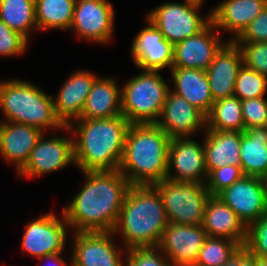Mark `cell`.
I'll use <instances>...</instances> for the list:
<instances>
[{
	"instance_id": "6da1fadb",
	"label": "cell",
	"mask_w": 267,
	"mask_h": 266,
	"mask_svg": "<svg viewBox=\"0 0 267 266\" xmlns=\"http://www.w3.org/2000/svg\"><path fill=\"white\" fill-rule=\"evenodd\" d=\"M84 185L63 208L74 232H112L130 184L119 171H88Z\"/></svg>"
},
{
	"instance_id": "7a4b0ae2",
	"label": "cell",
	"mask_w": 267,
	"mask_h": 266,
	"mask_svg": "<svg viewBox=\"0 0 267 266\" xmlns=\"http://www.w3.org/2000/svg\"><path fill=\"white\" fill-rule=\"evenodd\" d=\"M129 126L123 115L107 119L78 118L64 126L63 131L75 135L73 148L77 169L80 172L118 170Z\"/></svg>"
},
{
	"instance_id": "3957f363",
	"label": "cell",
	"mask_w": 267,
	"mask_h": 266,
	"mask_svg": "<svg viewBox=\"0 0 267 266\" xmlns=\"http://www.w3.org/2000/svg\"><path fill=\"white\" fill-rule=\"evenodd\" d=\"M168 220L162 198L153 185H130L124 197L114 235L123 247H158Z\"/></svg>"
},
{
	"instance_id": "277c9868",
	"label": "cell",
	"mask_w": 267,
	"mask_h": 266,
	"mask_svg": "<svg viewBox=\"0 0 267 266\" xmlns=\"http://www.w3.org/2000/svg\"><path fill=\"white\" fill-rule=\"evenodd\" d=\"M171 138L156 124H130L119 171L130 185H155L166 179Z\"/></svg>"
},
{
	"instance_id": "5b68a950",
	"label": "cell",
	"mask_w": 267,
	"mask_h": 266,
	"mask_svg": "<svg viewBox=\"0 0 267 266\" xmlns=\"http://www.w3.org/2000/svg\"><path fill=\"white\" fill-rule=\"evenodd\" d=\"M0 109L3 121L31 125L45 133L64 127L56 116L53 96L28 80L0 81Z\"/></svg>"
},
{
	"instance_id": "8992f818",
	"label": "cell",
	"mask_w": 267,
	"mask_h": 266,
	"mask_svg": "<svg viewBox=\"0 0 267 266\" xmlns=\"http://www.w3.org/2000/svg\"><path fill=\"white\" fill-rule=\"evenodd\" d=\"M160 71L141 70L121 87V113L130 124L157 123L170 87Z\"/></svg>"
},
{
	"instance_id": "52a82bcc",
	"label": "cell",
	"mask_w": 267,
	"mask_h": 266,
	"mask_svg": "<svg viewBox=\"0 0 267 266\" xmlns=\"http://www.w3.org/2000/svg\"><path fill=\"white\" fill-rule=\"evenodd\" d=\"M159 192L167 220L179 225H202L210 192L205 183L164 179L153 185Z\"/></svg>"
},
{
	"instance_id": "ba28073f",
	"label": "cell",
	"mask_w": 267,
	"mask_h": 266,
	"mask_svg": "<svg viewBox=\"0 0 267 266\" xmlns=\"http://www.w3.org/2000/svg\"><path fill=\"white\" fill-rule=\"evenodd\" d=\"M199 10L186 3L165 2L150 10L146 17L175 45L198 34L211 22V17L208 14L201 16Z\"/></svg>"
},
{
	"instance_id": "9c48e42d",
	"label": "cell",
	"mask_w": 267,
	"mask_h": 266,
	"mask_svg": "<svg viewBox=\"0 0 267 266\" xmlns=\"http://www.w3.org/2000/svg\"><path fill=\"white\" fill-rule=\"evenodd\" d=\"M61 214L60 218L57 217L56 212H46L39 218L26 223L21 249L34 258L64 252L67 229L70 227L63 212Z\"/></svg>"
},
{
	"instance_id": "30bf717a",
	"label": "cell",
	"mask_w": 267,
	"mask_h": 266,
	"mask_svg": "<svg viewBox=\"0 0 267 266\" xmlns=\"http://www.w3.org/2000/svg\"><path fill=\"white\" fill-rule=\"evenodd\" d=\"M73 235L70 258L73 266H124L127 250L113 242V232H73Z\"/></svg>"
},
{
	"instance_id": "8fae6325",
	"label": "cell",
	"mask_w": 267,
	"mask_h": 266,
	"mask_svg": "<svg viewBox=\"0 0 267 266\" xmlns=\"http://www.w3.org/2000/svg\"><path fill=\"white\" fill-rule=\"evenodd\" d=\"M115 10L108 0H76L70 30L81 39L108 44L114 31Z\"/></svg>"
},
{
	"instance_id": "7c38bea8",
	"label": "cell",
	"mask_w": 267,
	"mask_h": 266,
	"mask_svg": "<svg viewBox=\"0 0 267 266\" xmlns=\"http://www.w3.org/2000/svg\"><path fill=\"white\" fill-rule=\"evenodd\" d=\"M50 133V138L43 135L32 149L29 160L17 173L20 178L40 177L50 172L64 169L67 165H75L73 137H58Z\"/></svg>"
},
{
	"instance_id": "4fadbf2b",
	"label": "cell",
	"mask_w": 267,
	"mask_h": 266,
	"mask_svg": "<svg viewBox=\"0 0 267 266\" xmlns=\"http://www.w3.org/2000/svg\"><path fill=\"white\" fill-rule=\"evenodd\" d=\"M217 197L237 214L246 227L267 214V190L263 178L244 175Z\"/></svg>"
},
{
	"instance_id": "5bb4252c",
	"label": "cell",
	"mask_w": 267,
	"mask_h": 266,
	"mask_svg": "<svg viewBox=\"0 0 267 266\" xmlns=\"http://www.w3.org/2000/svg\"><path fill=\"white\" fill-rule=\"evenodd\" d=\"M207 176L203 142L200 144L191 137L171 138L166 178L182 182L206 183Z\"/></svg>"
},
{
	"instance_id": "9a60e30c",
	"label": "cell",
	"mask_w": 267,
	"mask_h": 266,
	"mask_svg": "<svg viewBox=\"0 0 267 266\" xmlns=\"http://www.w3.org/2000/svg\"><path fill=\"white\" fill-rule=\"evenodd\" d=\"M206 238L202 225L168 223L158 248L173 266H194Z\"/></svg>"
},
{
	"instance_id": "2e32d148",
	"label": "cell",
	"mask_w": 267,
	"mask_h": 266,
	"mask_svg": "<svg viewBox=\"0 0 267 266\" xmlns=\"http://www.w3.org/2000/svg\"><path fill=\"white\" fill-rule=\"evenodd\" d=\"M147 26L132 40L131 58L138 69L161 71L172 68L174 45L146 17Z\"/></svg>"
},
{
	"instance_id": "e0dca14e",
	"label": "cell",
	"mask_w": 267,
	"mask_h": 266,
	"mask_svg": "<svg viewBox=\"0 0 267 266\" xmlns=\"http://www.w3.org/2000/svg\"><path fill=\"white\" fill-rule=\"evenodd\" d=\"M210 22L202 31L174 45L172 67L206 70L227 42Z\"/></svg>"
},
{
	"instance_id": "ac0fdd59",
	"label": "cell",
	"mask_w": 267,
	"mask_h": 266,
	"mask_svg": "<svg viewBox=\"0 0 267 266\" xmlns=\"http://www.w3.org/2000/svg\"><path fill=\"white\" fill-rule=\"evenodd\" d=\"M156 124L170 138L193 137L198 131L206 129V116L170 90Z\"/></svg>"
},
{
	"instance_id": "d6986e66",
	"label": "cell",
	"mask_w": 267,
	"mask_h": 266,
	"mask_svg": "<svg viewBox=\"0 0 267 266\" xmlns=\"http://www.w3.org/2000/svg\"><path fill=\"white\" fill-rule=\"evenodd\" d=\"M242 64L239 47L234 41L227 40L205 70L214 101L234 96L235 81Z\"/></svg>"
},
{
	"instance_id": "ffe728a7",
	"label": "cell",
	"mask_w": 267,
	"mask_h": 266,
	"mask_svg": "<svg viewBox=\"0 0 267 266\" xmlns=\"http://www.w3.org/2000/svg\"><path fill=\"white\" fill-rule=\"evenodd\" d=\"M98 76L89 70H77L68 77L54 99L57 118L64 126L81 117L87 96Z\"/></svg>"
},
{
	"instance_id": "44dd1931",
	"label": "cell",
	"mask_w": 267,
	"mask_h": 266,
	"mask_svg": "<svg viewBox=\"0 0 267 266\" xmlns=\"http://www.w3.org/2000/svg\"><path fill=\"white\" fill-rule=\"evenodd\" d=\"M43 133L40 128L31 125L0 121V155L15 165L18 173Z\"/></svg>"
},
{
	"instance_id": "7402d4cb",
	"label": "cell",
	"mask_w": 267,
	"mask_h": 266,
	"mask_svg": "<svg viewBox=\"0 0 267 266\" xmlns=\"http://www.w3.org/2000/svg\"><path fill=\"white\" fill-rule=\"evenodd\" d=\"M266 5L267 0H225L210 10L208 15L219 32L233 33L228 41H234Z\"/></svg>"
},
{
	"instance_id": "603a6c76",
	"label": "cell",
	"mask_w": 267,
	"mask_h": 266,
	"mask_svg": "<svg viewBox=\"0 0 267 266\" xmlns=\"http://www.w3.org/2000/svg\"><path fill=\"white\" fill-rule=\"evenodd\" d=\"M202 226L207 237L227 238L245 245L247 227L237 214L217 196L206 203Z\"/></svg>"
},
{
	"instance_id": "cb8c5ba5",
	"label": "cell",
	"mask_w": 267,
	"mask_h": 266,
	"mask_svg": "<svg viewBox=\"0 0 267 266\" xmlns=\"http://www.w3.org/2000/svg\"><path fill=\"white\" fill-rule=\"evenodd\" d=\"M171 77L175 94L185 98L191 105L207 116L214 104L205 70L172 67Z\"/></svg>"
},
{
	"instance_id": "d4e9b609",
	"label": "cell",
	"mask_w": 267,
	"mask_h": 266,
	"mask_svg": "<svg viewBox=\"0 0 267 266\" xmlns=\"http://www.w3.org/2000/svg\"><path fill=\"white\" fill-rule=\"evenodd\" d=\"M121 113V88L114 78L97 77L80 118L107 119Z\"/></svg>"
},
{
	"instance_id": "484cf974",
	"label": "cell",
	"mask_w": 267,
	"mask_h": 266,
	"mask_svg": "<svg viewBox=\"0 0 267 266\" xmlns=\"http://www.w3.org/2000/svg\"><path fill=\"white\" fill-rule=\"evenodd\" d=\"M204 136L208 174L226 165L240 166L241 132L205 130Z\"/></svg>"
},
{
	"instance_id": "4316f807",
	"label": "cell",
	"mask_w": 267,
	"mask_h": 266,
	"mask_svg": "<svg viewBox=\"0 0 267 266\" xmlns=\"http://www.w3.org/2000/svg\"><path fill=\"white\" fill-rule=\"evenodd\" d=\"M267 126L251 127L241 132L240 166L245 176H267Z\"/></svg>"
},
{
	"instance_id": "83f0119b",
	"label": "cell",
	"mask_w": 267,
	"mask_h": 266,
	"mask_svg": "<svg viewBox=\"0 0 267 266\" xmlns=\"http://www.w3.org/2000/svg\"><path fill=\"white\" fill-rule=\"evenodd\" d=\"M76 0H35L37 30H70Z\"/></svg>"
},
{
	"instance_id": "f1b7e54d",
	"label": "cell",
	"mask_w": 267,
	"mask_h": 266,
	"mask_svg": "<svg viewBox=\"0 0 267 266\" xmlns=\"http://www.w3.org/2000/svg\"><path fill=\"white\" fill-rule=\"evenodd\" d=\"M0 20L29 42L32 30H37L35 0H0Z\"/></svg>"
},
{
	"instance_id": "f546056e",
	"label": "cell",
	"mask_w": 267,
	"mask_h": 266,
	"mask_svg": "<svg viewBox=\"0 0 267 266\" xmlns=\"http://www.w3.org/2000/svg\"><path fill=\"white\" fill-rule=\"evenodd\" d=\"M205 130L243 132L245 127L241 100L231 96L214 101L210 113L206 116Z\"/></svg>"
},
{
	"instance_id": "4dcf8cb0",
	"label": "cell",
	"mask_w": 267,
	"mask_h": 266,
	"mask_svg": "<svg viewBox=\"0 0 267 266\" xmlns=\"http://www.w3.org/2000/svg\"><path fill=\"white\" fill-rule=\"evenodd\" d=\"M239 246L227 238L207 237L194 266H222Z\"/></svg>"
},
{
	"instance_id": "1f68e13d",
	"label": "cell",
	"mask_w": 267,
	"mask_h": 266,
	"mask_svg": "<svg viewBox=\"0 0 267 266\" xmlns=\"http://www.w3.org/2000/svg\"><path fill=\"white\" fill-rule=\"evenodd\" d=\"M267 76L246 67H240L235 81L234 96L240 100L266 96Z\"/></svg>"
},
{
	"instance_id": "d6a6232c",
	"label": "cell",
	"mask_w": 267,
	"mask_h": 266,
	"mask_svg": "<svg viewBox=\"0 0 267 266\" xmlns=\"http://www.w3.org/2000/svg\"><path fill=\"white\" fill-rule=\"evenodd\" d=\"M244 176L241 166L226 165L212 170L206 180V188L211 196H218L225 189Z\"/></svg>"
},
{
	"instance_id": "836d02e7",
	"label": "cell",
	"mask_w": 267,
	"mask_h": 266,
	"mask_svg": "<svg viewBox=\"0 0 267 266\" xmlns=\"http://www.w3.org/2000/svg\"><path fill=\"white\" fill-rule=\"evenodd\" d=\"M124 266H173V264L158 247H146L128 249Z\"/></svg>"
},
{
	"instance_id": "e575fe53",
	"label": "cell",
	"mask_w": 267,
	"mask_h": 266,
	"mask_svg": "<svg viewBox=\"0 0 267 266\" xmlns=\"http://www.w3.org/2000/svg\"><path fill=\"white\" fill-rule=\"evenodd\" d=\"M239 47L243 64L267 76V42H235Z\"/></svg>"
},
{
	"instance_id": "d590c367",
	"label": "cell",
	"mask_w": 267,
	"mask_h": 266,
	"mask_svg": "<svg viewBox=\"0 0 267 266\" xmlns=\"http://www.w3.org/2000/svg\"><path fill=\"white\" fill-rule=\"evenodd\" d=\"M245 129L267 126V98L265 96L241 100Z\"/></svg>"
},
{
	"instance_id": "8d00e7d4",
	"label": "cell",
	"mask_w": 267,
	"mask_h": 266,
	"mask_svg": "<svg viewBox=\"0 0 267 266\" xmlns=\"http://www.w3.org/2000/svg\"><path fill=\"white\" fill-rule=\"evenodd\" d=\"M245 245L257 256L267 258V214L247 227Z\"/></svg>"
},
{
	"instance_id": "74e56055",
	"label": "cell",
	"mask_w": 267,
	"mask_h": 266,
	"mask_svg": "<svg viewBox=\"0 0 267 266\" xmlns=\"http://www.w3.org/2000/svg\"><path fill=\"white\" fill-rule=\"evenodd\" d=\"M28 41L18 32L13 31L5 22L0 20V55L1 57H16L24 55Z\"/></svg>"
},
{
	"instance_id": "f35d334b",
	"label": "cell",
	"mask_w": 267,
	"mask_h": 266,
	"mask_svg": "<svg viewBox=\"0 0 267 266\" xmlns=\"http://www.w3.org/2000/svg\"><path fill=\"white\" fill-rule=\"evenodd\" d=\"M234 42H267V5Z\"/></svg>"
},
{
	"instance_id": "ab89813d",
	"label": "cell",
	"mask_w": 267,
	"mask_h": 266,
	"mask_svg": "<svg viewBox=\"0 0 267 266\" xmlns=\"http://www.w3.org/2000/svg\"><path fill=\"white\" fill-rule=\"evenodd\" d=\"M256 255L246 246L241 245L222 266H255Z\"/></svg>"
},
{
	"instance_id": "60d3db41",
	"label": "cell",
	"mask_w": 267,
	"mask_h": 266,
	"mask_svg": "<svg viewBox=\"0 0 267 266\" xmlns=\"http://www.w3.org/2000/svg\"><path fill=\"white\" fill-rule=\"evenodd\" d=\"M62 253L64 252L57 254H48L38 259H41V261L46 260L47 262L50 263L51 266H72V260L71 261L69 260L70 265H68L67 262L64 259H62L61 257L63 255Z\"/></svg>"
},
{
	"instance_id": "b9f144b4",
	"label": "cell",
	"mask_w": 267,
	"mask_h": 266,
	"mask_svg": "<svg viewBox=\"0 0 267 266\" xmlns=\"http://www.w3.org/2000/svg\"><path fill=\"white\" fill-rule=\"evenodd\" d=\"M204 1L205 0H184V3H186L190 6H195V7L201 8Z\"/></svg>"
},
{
	"instance_id": "7bdbcfd3",
	"label": "cell",
	"mask_w": 267,
	"mask_h": 266,
	"mask_svg": "<svg viewBox=\"0 0 267 266\" xmlns=\"http://www.w3.org/2000/svg\"><path fill=\"white\" fill-rule=\"evenodd\" d=\"M255 266H267V258H261L256 256Z\"/></svg>"
},
{
	"instance_id": "ee69618b",
	"label": "cell",
	"mask_w": 267,
	"mask_h": 266,
	"mask_svg": "<svg viewBox=\"0 0 267 266\" xmlns=\"http://www.w3.org/2000/svg\"><path fill=\"white\" fill-rule=\"evenodd\" d=\"M265 184H266V190H267V176L264 178Z\"/></svg>"
}]
</instances>
